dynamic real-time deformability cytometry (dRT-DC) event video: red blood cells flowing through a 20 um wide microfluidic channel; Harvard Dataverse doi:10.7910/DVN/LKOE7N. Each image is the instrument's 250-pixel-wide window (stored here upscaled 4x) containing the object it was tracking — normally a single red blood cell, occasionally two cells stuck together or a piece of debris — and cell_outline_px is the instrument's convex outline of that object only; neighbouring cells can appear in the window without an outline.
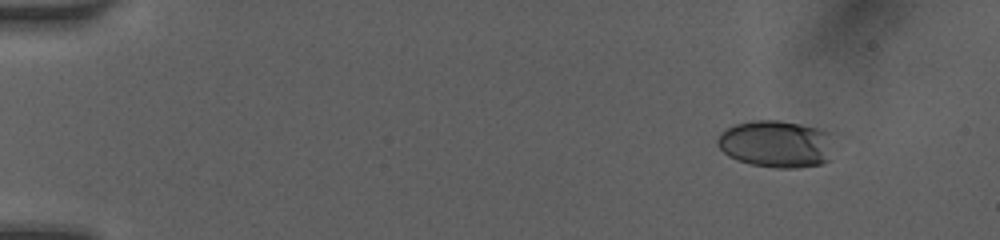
{"species": "human", "species_latin": "Homo sapiens", "temperature_condition": "room temperature", "stored_images_in_passage": 9, "camera_frame_rate_fps": 3000, "um_per_image_px": 0.085, "donor": {"sex": "female"}, "frame": {"image": 1, "passage_image": 3, "time_ms": 1.667, "image_size_px": [1000, 240], "cell_outline_px": [[840, 132], [828, 160], [820, 164], [796, 168], [776, 168], [752, 164], [736, 160], [728, 156], [716, 144], [716, 140], [720, 132], [736, 124], [752, 120], [776, 120], [824, 128]], "centroid_in_image_um": [66.1, 12.21], "position_along_channel_um": 18.9, "area_um2": 33.06}}
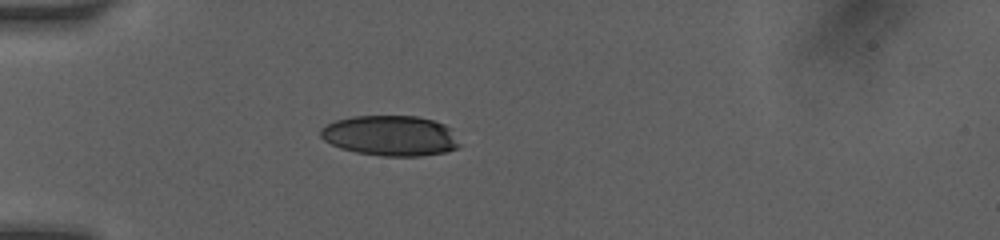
{"frame": {"image": 2, "passage_image": 7, "time_ms": 5.0, "image_size_px": [1000, 240], "cell_outline_px": [[460, 144], [456, 148], [448, 152], [420, 156], [384, 156], [356, 152], [340, 148], [324, 140], [320, 136], [320, 128], [336, 120], [352, 116], [416, 116], [432, 120], [444, 124], [452, 128]], "centroid_in_image_um": [33.21, 11.53], "position_along_channel_um": 51.8, "area_um2": 32.77}}
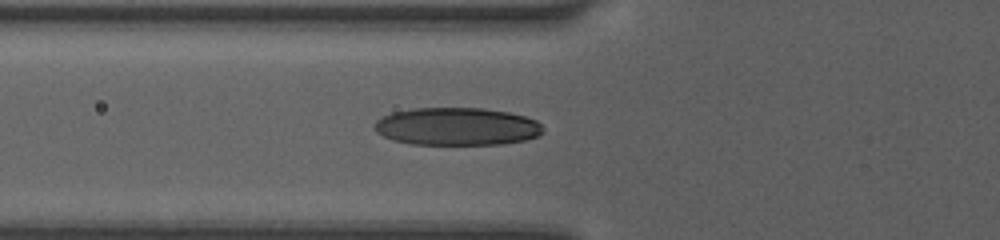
{"frame": {"image": 3, "passage_image": 9, "time_ms": 6.333, "image_size_px": [1000, 240], "cell_outline_px": [[544, 132], [536, 136], [524, 140], [500, 144], [412, 144], [392, 140], [376, 132], [376, 120], [392, 112], [412, 108], [484, 108], [508, 112], [524, 116], [536, 120], [540, 124]], "centroid_in_image_um": [38.83, 10.75], "position_along_channel_um": 87.0, "area_um2": 36.93}}